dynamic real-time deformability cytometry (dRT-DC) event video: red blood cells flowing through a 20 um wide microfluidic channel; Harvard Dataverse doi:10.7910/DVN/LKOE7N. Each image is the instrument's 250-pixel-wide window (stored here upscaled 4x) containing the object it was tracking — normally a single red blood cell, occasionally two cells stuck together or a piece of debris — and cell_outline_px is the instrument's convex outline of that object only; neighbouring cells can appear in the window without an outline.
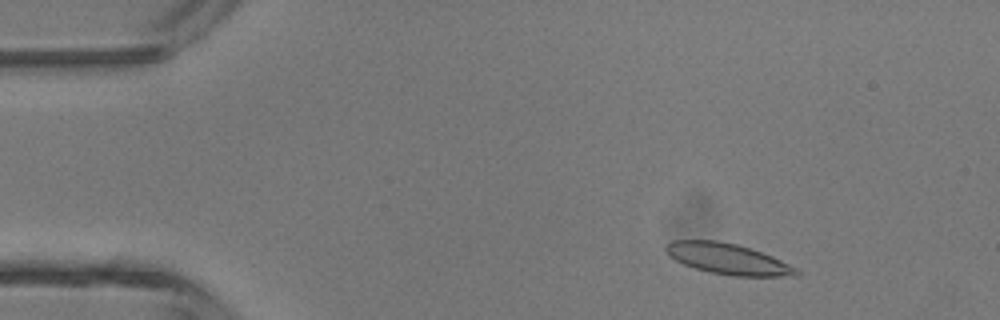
{"species": "common noctule bat (a hibernating species)", "species_latin": "Nyctalus noctula", "temperature_condition": "room temperature", "stored_images_in_passage": 35, "camera_frame_rate_fps": 3000, "um_per_image_px": 0.085, "animal": {"sex": "male", "body_mass_g": 13.3}, "frame": {"image": 1, "passage_image": 5, "time_ms": 1.333, "image_size_px": [1000, 320], "cell_outline_px": [[800, 272], [796, 276], [732, 276], [708, 272], [684, 264], [668, 256], [664, 248], [664, 244], [672, 240], [716, 240], [736, 244], [772, 256], [796, 268]], "centroid_in_image_um": [61.81, 22.0], "position_along_channel_um": 23.2, "area_um2": 23.35}}
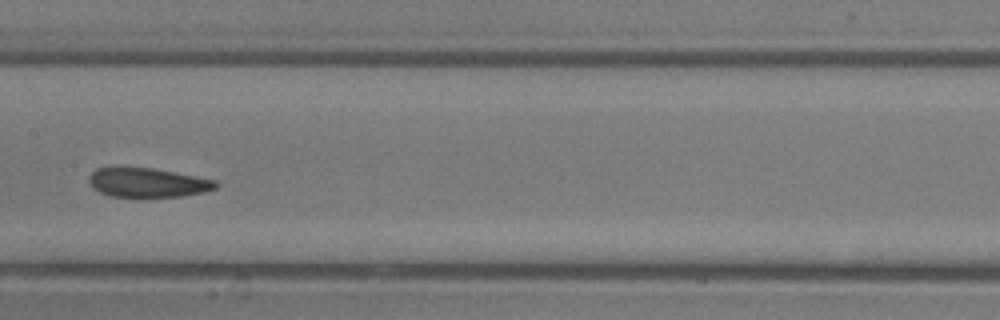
{"frame": {"image": 2, "passage_image": 22, "time_ms": 7.0, "image_size_px": [1000, 320], "cell_outline_px": [[220, 184], [216, 188], [204, 192], [180, 196], [140, 200], [112, 196], [100, 192], [92, 188], [88, 180], [88, 176], [96, 168], [152, 168], [216, 180]], "centroid_in_image_um": [12.53, 15.57], "position_along_channel_um": 194.9, "area_um2": 22.25}}
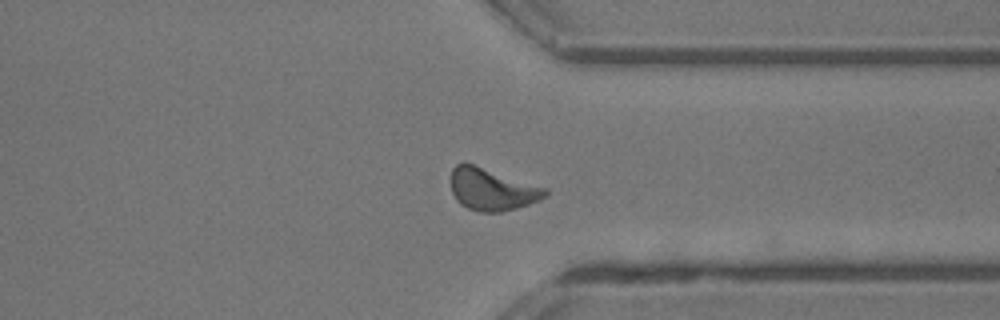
{"frame": {"image": 3, "passage_image": 34, "time_ms": 11.0, "image_size_px": [1000, 320], "cell_outline_px": [[548, 192], [540, 200], [516, 208], [500, 212], [480, 212], [468, 208], [460, 204], [456, 200], [452, 192], [452, 168], [456, 164], [464, 160], [548, 188]], "centroid_in_image_um": [41.81, 16.06], "position_along_channel_um": 369.6, "area_um2": 23.47}}